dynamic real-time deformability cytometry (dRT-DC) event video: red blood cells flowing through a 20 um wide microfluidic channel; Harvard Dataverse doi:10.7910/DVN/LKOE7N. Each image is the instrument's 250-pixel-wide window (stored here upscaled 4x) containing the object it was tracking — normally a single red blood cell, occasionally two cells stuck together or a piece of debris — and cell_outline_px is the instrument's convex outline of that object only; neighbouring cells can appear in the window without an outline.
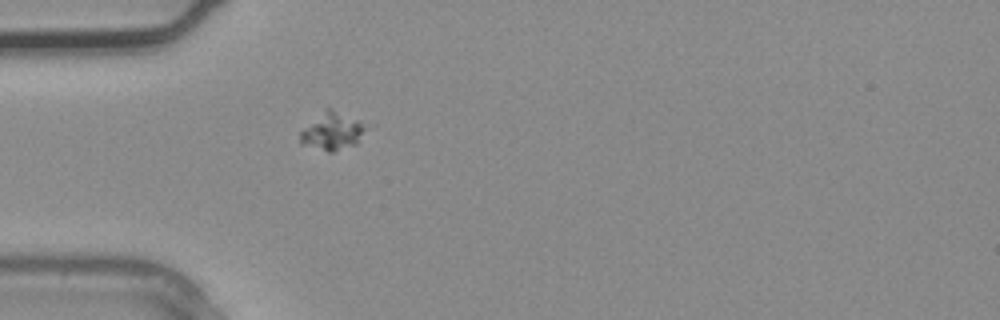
{"species": "common noctule bat (a hibernating species)", "species_latin": "Nyctalus noctula", "temperature_condition": "warm", "stored_images_in_passage": 1, "camera_frame_rate_fps": 3000, "um_per_image_px": 0.085, "animal": {"sex": "male", "body_mass_g": 20.4}, "frame": {"image": 1, "passage_image": 1, "time_ms": 0.0, "image_size_px": [1000, 320], "cell_outline_px": [[368, 128], [356, 144], [332, 152], [328, 152], [300, 144], [300, 132], [324, 108], [328, 108], [360, 120], [368, 124]], "centroid_in_image_um": [28.26, 11.16], "position_along_channel_um": 56.7, "area_um2": 14.45}}